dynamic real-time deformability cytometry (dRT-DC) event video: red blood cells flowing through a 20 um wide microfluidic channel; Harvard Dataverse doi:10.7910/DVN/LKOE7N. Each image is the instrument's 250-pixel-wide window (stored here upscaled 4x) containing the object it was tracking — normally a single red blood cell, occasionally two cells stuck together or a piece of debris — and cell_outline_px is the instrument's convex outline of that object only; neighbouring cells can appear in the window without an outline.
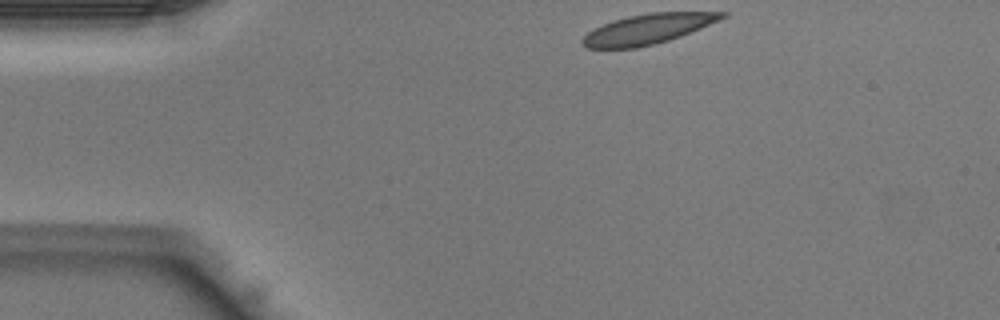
{"species": "Egyptian fruit bat (a non-hibernating species)", "species_latin": "Rousettus aegyptiacus", "temperature_condition": "warm", "stored_images_in_passage": 36, "camera_frame_rate_fps": 3000, "um_per_image_px": 0.085, "animal": {"sex": "male"}, "frame": {"image": 1, "passage_image": 1, "time_ms": 0.0, "image_size_px": [1000, 320], "cell_outline_px": [[728, 16], [720, 20], [680, 36], [668, 40], [636, 48], [584, 48], [580, 44], [580, 40], [588, 32], [612, 20], [628, 16], [652, 12], [728, 12]], "centroid_in_image_um": [55.04, 2.46], "position_along_channel_um": 30.0, "area_um2": 24.28}}
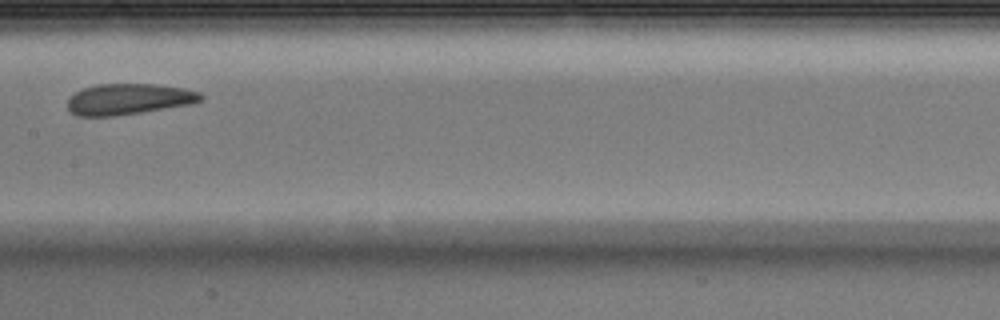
{"frame": {"image": 2, "passage_image": 15, "time_ms": 4.667, "image_size_px": [1000, 320], "cell_outline_px": [[204, 100], [188, 104], [140, 112], [112, 116], [76, 116], [68, 108], [68, 100], [76, 92], [84, 88], [100, 84], [152, 84], [184, 88], [200, 92], [204, 96]], "centroid_in_image_um": [10.95, 8.42], "position_along_channel_um": 196.4, "area_um2": 23.7}}
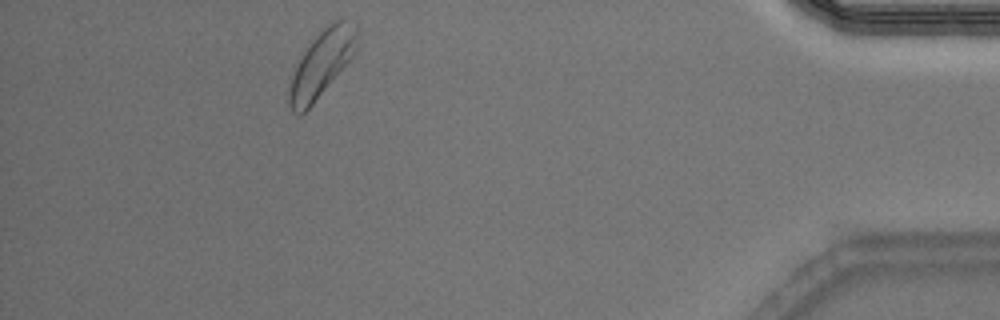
{"frame": {"image": 3, "passage_image": 32, "time_ms": 10.333, "image_size_px": [1000, 320], "cell_outline_px": [[360, 28], [356, 52], [312, 104], [300, 116], [292, 112], [288, 104], [288, 92], [292, 76], [304, 52], [312, 40], [324, 28], [336, 20], [344, 16]], "centroid_in_image_um": [27.39, 5.37], "position_along_channel_um": 407.8, "area_um2": 25.95}}